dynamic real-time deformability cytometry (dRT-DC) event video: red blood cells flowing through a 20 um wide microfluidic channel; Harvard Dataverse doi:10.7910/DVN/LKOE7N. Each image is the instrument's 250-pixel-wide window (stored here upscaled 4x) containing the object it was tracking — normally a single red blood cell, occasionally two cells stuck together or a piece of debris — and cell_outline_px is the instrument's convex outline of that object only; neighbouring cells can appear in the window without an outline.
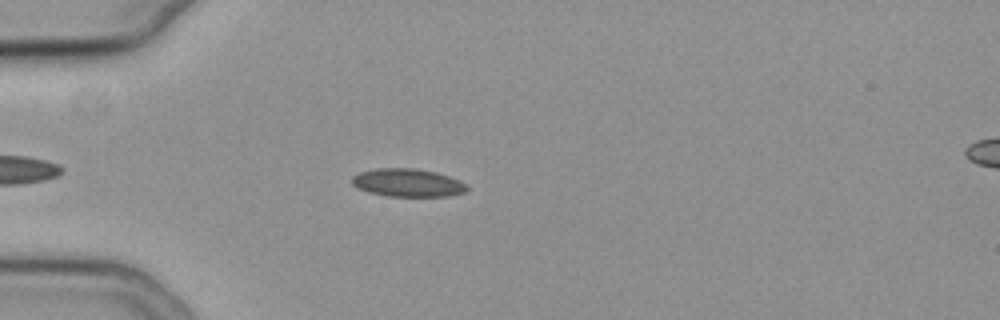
{"species": "common noctule bat (a hibernating species)", "species_latin": "Nyctalus noctula", "temperature_condition": "cold", "stored_images_in_passage": 29, "camera_frame_rate_fps": 3000, "um_per_image_px": 0.085, "animal": {"sex": "female", "body_mass_g": 19.3, "forearm_length_mm": 54.1}, "frame": {"image": 1, "passage_image": 2, "time_ms": 0.333, "image_size_px": [1000, 320], "cell_outline_px": [[468, 188], [464, 192], [448, 196], [388, 196], [368, 192], [356, 188], [352, 184], [352, 176], [360, 172], [376, 168], [416, 168], [436, 172], [460, 180], [468, 184]], "centroid_in_image_um": [34.65, 15.53], "position_along_channel_um": 50.4, "area_um2": 18.9}}
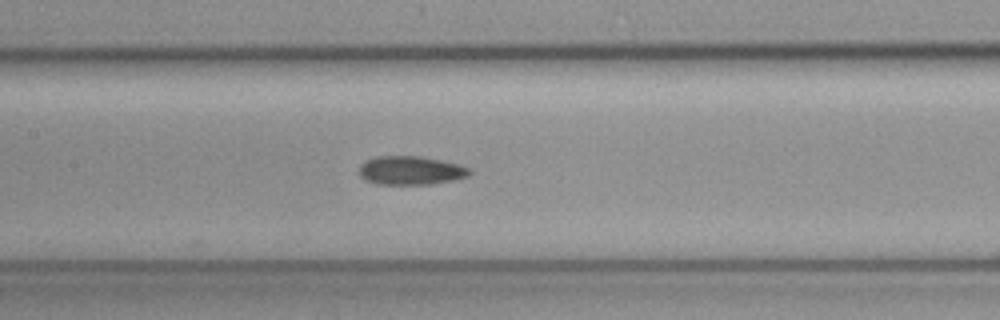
{"frame": {"image": 2, "passage_image": 13, "time_ms": 4.0, "image_size_px": [1000, 320], "cell_outline_px": [[472, 172], [468, 176], [452, 180], [432, 184], [376, 184], [364, 180], [360, 176], [360, 164], [364, 160], [376, 156], [420, 156], [460, 164], [472, 168]], "centroid_in_image_um": [34.91, 14.48], "position_along_channel_um": 172.5, "area_um2": 18.67}}
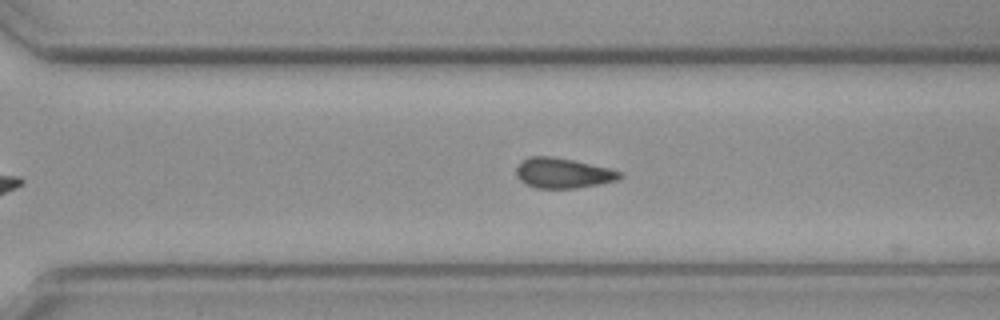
{"frame": {"image": 3, "passage_image": 25, "time_ms": 8.0, "image_size_px": [1000, 320], "cell_outline_px": [[624, 176], [620, 180], [600, 184], [576, 188], [536, 188], [524, 184], [516, 176], [516, 168], [528, 156], [552, 156], [572, 160], [608, 168], [620, 172]], "centroid_in_image_um": [47.85, 14.72], "position_along_channel_um": 322.8, "area_um2": 18.21}}